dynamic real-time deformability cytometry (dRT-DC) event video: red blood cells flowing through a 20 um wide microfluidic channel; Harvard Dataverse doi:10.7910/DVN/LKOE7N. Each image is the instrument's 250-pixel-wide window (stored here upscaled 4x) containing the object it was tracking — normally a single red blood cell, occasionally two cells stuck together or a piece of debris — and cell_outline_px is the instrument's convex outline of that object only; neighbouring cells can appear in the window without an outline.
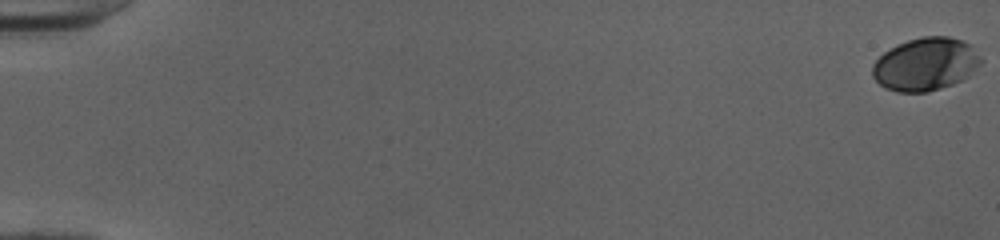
{"species": "human", "species_latin": "Homo sapiens", "temperature_condition": "cold", "stored_images_in_passage": 53, "camera_frame_rate_fps": 3000, "um_per_image_px": 0.085, "donor": {"sex": "female"}, "frame": {"image": 1, "passage_image": 1, "time_ms": 0.0, "image_size_px": [1000, 240], "cell_outline_px": [[984, 60], [968, 76], [952, 84], [928, 92], [896, 92], [884, 88], [872, 76], [872, 64], [884, 52], [896, 44], [908, 40], [924, 36], [948, 36], [972, 44]], "centroid_in_image_um": [78.67, 5.45], "position_along_channel_um": 6.3, "area_um2": 33.64}}
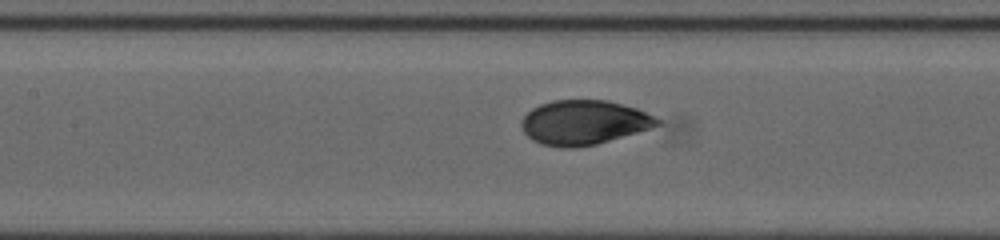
{"frame": {"image": 2, "passage_image": 27, "time_ms": 8.667, "image_size_px": [1000, 240], "cell_outline_px": [[660, 124], [636, 132], [596, 144], [576, 148], [560, 148], [540, 144], [532, 140], [524, 132], [520, 124], [520, 120], [532, 108], [540, 104], [552, 100], [608, 100], [636, 108], [660, 120]], "centroid_in_image_um": [49.55, 10.41], "position_along_channel_um": 157.8, "area_um2": 35.03}}
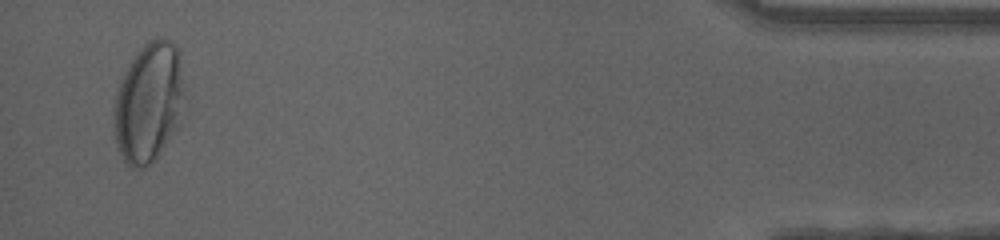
{"frame": {"image": 3, "passage_image": 52, "time_ms": 17.0, "image_size_px": [1000, 240], "cell_outline_px": [[184, 88], [180, 120], [152, 164], [144, 168], [132, 168], [120, 156], [116, 144], [112, 112], [112, 108], [116, 88], [124, 72], [132, 60], [144, 44], [148, 40], [156, 36], [168, 40], [176, 44], [180, 52]], "centroid_in_image_um": [12.61, 8.7], "position_along_channel_um": 422.6, "area_um2": 49.65}, "authors_computed_cell_mechanics": {"area_um2": 35.0268, "velocity_mm_per_s": 3.9974, "shape_relaxation_time_tau1_ms": 4.1554, "shape_relaxation_time_tau2_ms": null, "deformation_change_tau1": 0.1712, "deformation_change_tau2": null}}